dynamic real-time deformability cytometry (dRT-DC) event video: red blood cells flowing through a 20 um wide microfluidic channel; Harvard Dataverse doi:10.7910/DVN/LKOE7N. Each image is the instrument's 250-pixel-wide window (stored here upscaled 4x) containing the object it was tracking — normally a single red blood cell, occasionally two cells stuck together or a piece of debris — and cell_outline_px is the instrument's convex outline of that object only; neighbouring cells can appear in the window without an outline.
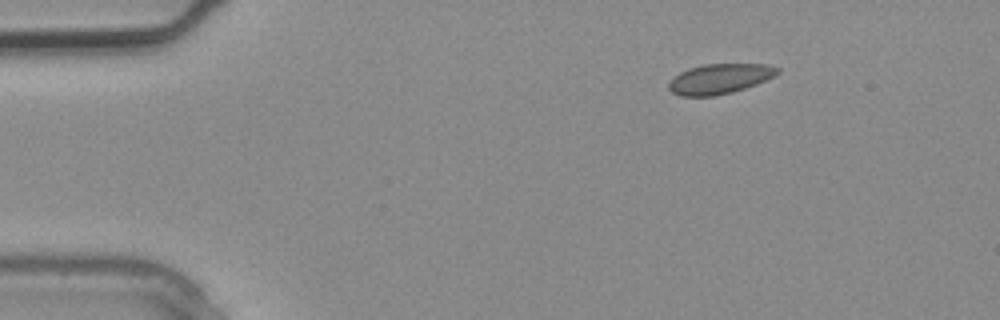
{"species": "common noctule bat (a hibernating species)", "species_latin": "Nyctalus noctula", "temperature_condition": "warm", "stored_images_in_passage": 3, "camera_frame_rate_fps": 3000, "um_per_image_px": 0.085, "animal": {"sex": "male", "body_mass_g": 20.4}, "frame": {"image": 1, "passage_image": 3, "time_ms": 0.667, "image_size_px": [1000, 320], "cell_outline_px": [[780, 72], [776, 76], [756, 84], [732, 92], [716, 96], [680, 96], [672, 92], [668, 88], [668, 84], [680, 72], [688, 68], [704, 64], [768, 64], [780, 68]], "centroid_in_image_um": [61.2, 6.69], "position_along_channel_um": 23.8, "area_um2": 19.07}}